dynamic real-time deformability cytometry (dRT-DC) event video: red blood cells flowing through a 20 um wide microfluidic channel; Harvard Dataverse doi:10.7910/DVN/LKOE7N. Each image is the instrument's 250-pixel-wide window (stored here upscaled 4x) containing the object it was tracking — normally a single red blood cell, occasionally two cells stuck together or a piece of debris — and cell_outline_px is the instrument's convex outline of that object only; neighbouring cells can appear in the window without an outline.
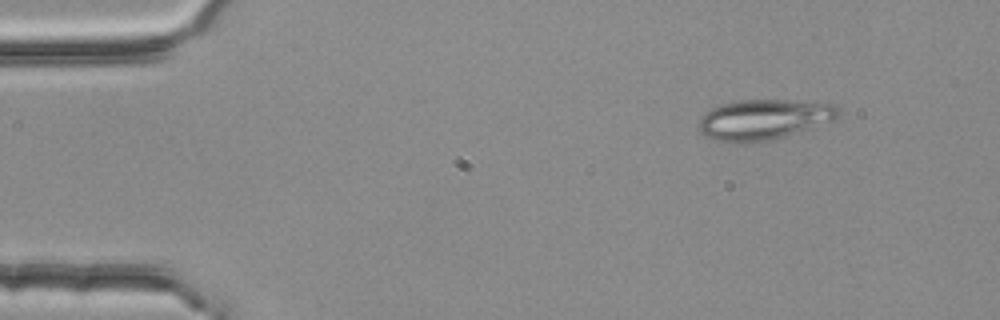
{"species": "common noctule bat (a hibernating species)", "species_latin": "Nyctalus noctula", "temperature_condition": "room temperature", "stored_images_in_passage": 3, "camera_frame_rate_fps": 3000, "um_per_image_px": 0.085, "animal": {"sex": "female", "body_mass_g": 25.1}, "frame": {"image": 1, "passage_image": 1, "time_ms": 0.0, "image_size_px": [1000, 320], "cell_outline_px": [[840, 112], [832, 120], [784, 136], [768, 140], [740, 144], [720, 140], [708, 136], [700, 132], [700, 116], [704, 112], [712, 108], [724, 104], [740, 100], [784, 100], [832, 104]], "centroid_in_image_um": [64.86, 10.15], "position_along_channel_um": 20.1, "area_um2": 31.96}}